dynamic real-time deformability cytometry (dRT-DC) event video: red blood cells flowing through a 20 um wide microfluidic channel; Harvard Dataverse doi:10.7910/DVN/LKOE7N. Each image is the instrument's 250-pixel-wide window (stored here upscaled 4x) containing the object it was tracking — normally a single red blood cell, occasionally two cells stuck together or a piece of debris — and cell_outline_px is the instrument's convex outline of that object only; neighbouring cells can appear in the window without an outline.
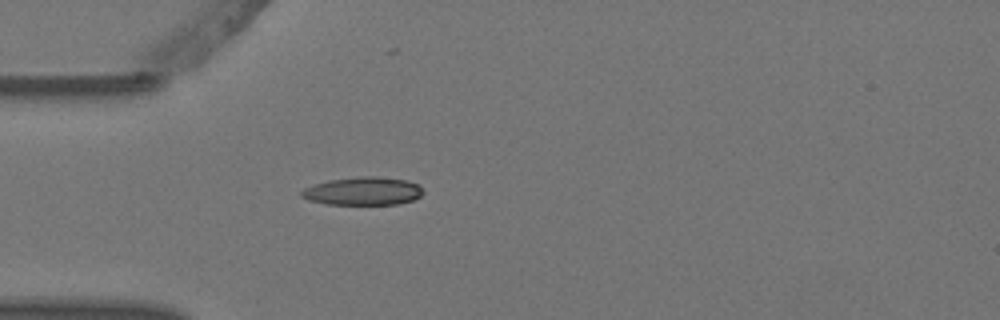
{"species": "Egyptian fruit bat (a non-hibernating species)", "species_latin": "Rousettus aegyptiacus", "temperature_condition": "warm", "stored_images_in_passage": 4, "camera_frame_rate_fps": 3000, "um_per_image_px": 0.085, "animal": {"sex": "female"}, "frame": {"image": 1, "passage_image": 4, "time_ms": 1.0, "image_size_px": [1000, 320], "cell_outline_px": [[424, 192], [420, 196], [412, 200], [400, 204], [324, 204], [308, 200], [300, 196], [300, 192], [304, 188], [328, 180], [360, 176], [376, 176], [408, 180], [420, 184]], "centroid_in_image_um": [30.87, 16.24], "position_along_channel_um": 54.1, "area_um2": 20.11}}